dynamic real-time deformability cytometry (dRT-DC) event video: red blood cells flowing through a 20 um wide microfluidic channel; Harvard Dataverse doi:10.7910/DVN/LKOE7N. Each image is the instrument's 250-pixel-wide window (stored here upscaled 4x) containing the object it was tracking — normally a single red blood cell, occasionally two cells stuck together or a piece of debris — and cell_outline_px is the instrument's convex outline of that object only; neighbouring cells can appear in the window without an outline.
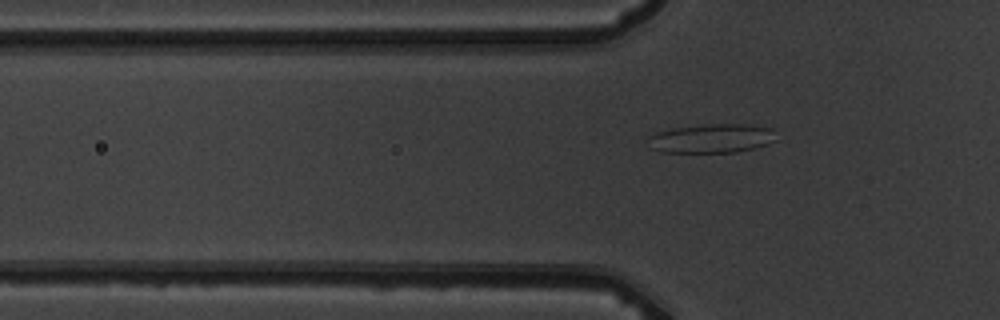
{"species": "common noctule bat (a hibernating species)", "species_latin": "Nyctalus noctula", "temperature_condition": "warm", "stored_images_in_passage": 7, "camera_frame_rate_fps": 3000, "um_per_image_px": 0.085, "animal": {"sex": "male", "body_mass_g": 19.5, "forearm_length_mm": 54.6}, "frame": {"image": 1, "passage_image": 7, "time_ms": 6.667, "image_size_px": [1000, 320], "cell_outline_px": [[776, 140], [768, 144], [756, 148], [736, 152], [660, 152], [652, 148], [648, 136], [656, 132], [672, 128], [712, 124], [740, 124], [772, 128]], "centroid_in_image_um": [60.5, 11.77], "position_along_channel_um": 65.3, "area_um2": 21.5}}